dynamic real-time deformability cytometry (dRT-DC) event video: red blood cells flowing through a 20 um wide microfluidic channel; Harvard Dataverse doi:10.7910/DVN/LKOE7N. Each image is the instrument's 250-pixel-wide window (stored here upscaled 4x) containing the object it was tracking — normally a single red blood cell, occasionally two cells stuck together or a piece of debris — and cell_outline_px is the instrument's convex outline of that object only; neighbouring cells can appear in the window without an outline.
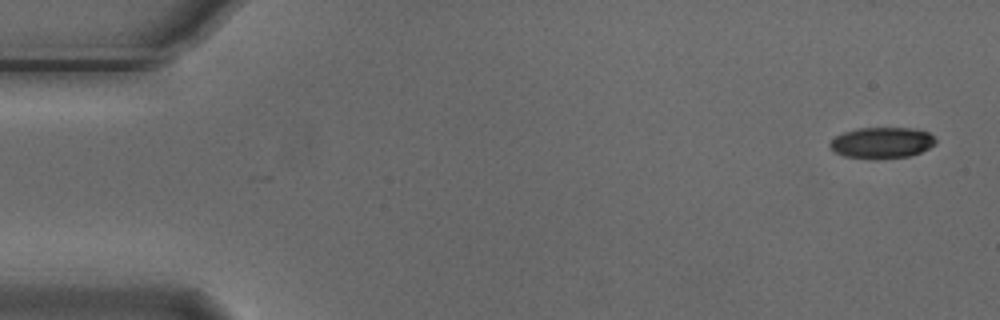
{"species": "Egyptian fruit bat (a non-hibernating species)", "species_latin": "Rousettus aegyptiacus", "temperature_condition": "cold", "stored_images_in_passage": 5, "camera_frame_rate_fps": 3000, "um_per_image_px": 0.085, "animal": {"sex": "male"}, "frame": {"image": 1, "passage_image": 1, "time_ms": 0.0, "image_size_px": [1000, 320], "cell_outline_px": [[936, 144], [920, 152], [908, 156], [876, 160], [844, 156], [828, 148], [828, 144], [836, 136], [844, 132], [856, 128], [912, 128], [928, 132], [936, 140]], "centroid_in_image_um": [74.93, 12.14], "position_along_channel_um": 10.1, "area_um2": 19.31}}